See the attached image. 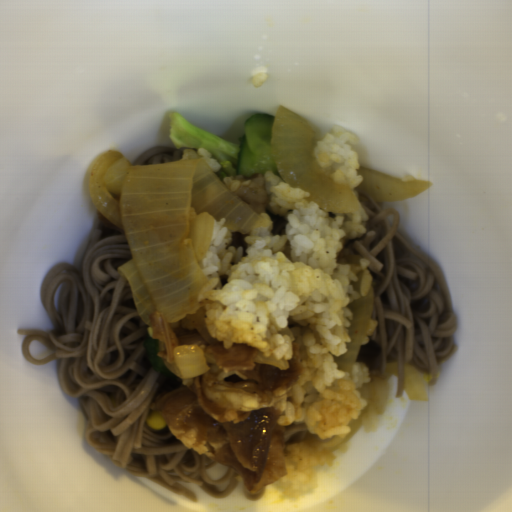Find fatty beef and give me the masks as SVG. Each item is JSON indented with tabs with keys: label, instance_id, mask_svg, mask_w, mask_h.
I'll use <instances>...</instances> for the list:
<instances>
[{
	"label": "fatty beef",
	"instance_id": "obj_1",
	"mask_svg": "<svg viewBox=\"0 0 512 512\" xmlns=\"http://www.w3.org/2000/svg\"><path fill=\"white\" fill-rule=\"evenodd\" d=\"M149 323L157 339V355L175 360L178 345L203 350L208 370L183 378L156 400L154 407L183 445L240 475L250 494L260 492L286 474V432L280 395L301 373L300 352L292 343L289 366L257 363L260 350L248 344L223 347L208 331L205 308L176 321L158 312Z\"/></svg>",
	"mask_w": 512,
	"mask_h": 512
},
{
	"label": "fatty beef",
	"instance_id": "obj_2",
	"mask_svg": "<svg viewBox=\"0 0 512 512\" xmlns=\"http://www.w3.org/2000/svg\"><path fill=\"white\" fill-rule=\"evenodd\" d=\"M238 181H249L248 185H241L233 193L243 200L255 212H266L268 210V193L265 189V176L254 173L249 177L243 174L234 176Z\"/></svg>",
	"mask_w": 512,
	"mask_h": 512
}]
</instances>
